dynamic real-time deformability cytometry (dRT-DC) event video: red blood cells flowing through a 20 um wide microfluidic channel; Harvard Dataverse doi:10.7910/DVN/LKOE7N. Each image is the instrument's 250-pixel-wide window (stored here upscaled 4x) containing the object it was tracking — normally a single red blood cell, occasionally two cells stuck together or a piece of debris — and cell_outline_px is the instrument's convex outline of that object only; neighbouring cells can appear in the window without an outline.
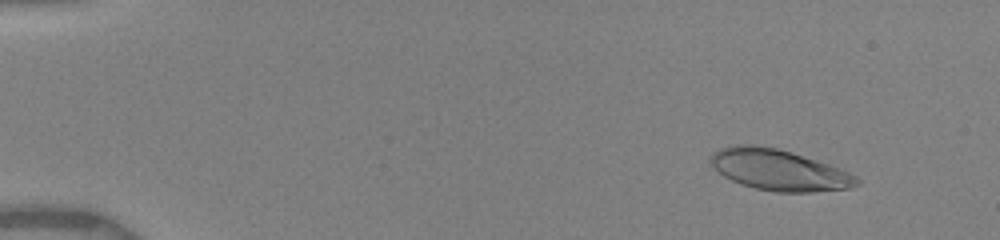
{"species": "human", "species_latin": "Homo sapiens", "temperature_condition": "warm", "stored_images_in_passage": 24, "camera_frame_rate_fps": 3000, "um_per_image_px": 0.085, "donor": {"sex": "female"}, "frame": {"image": 1, "passage_image": 2, "time_ms": 1.0, "image_size_px": [1000, 240], "cell_outline_px": [[860, 184], [848, 188], [812, 192], [776, 192], [756, 188], [740, 184], [724, 176], [708, 164], [708, 160], [712, 152], [720, 148], [732, 144], [756, 144], [776, 148], [816, 160], [828, 164], [848, 172], [856, 176], [860, 180]], "centroid_in_image_um": [66.14, 14.43], "position_along_channel_um": 18.9, "area_um2": 34.97}}
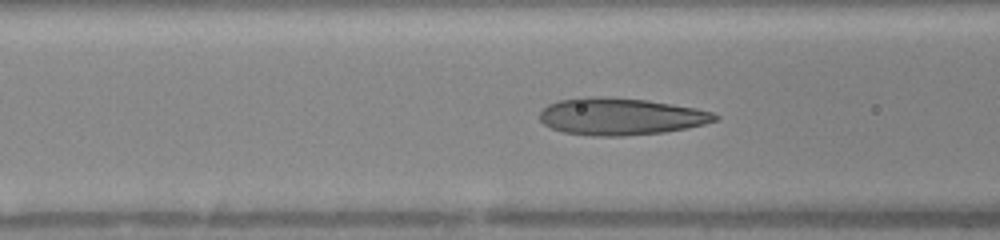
{"frame": {"image": 2, "passage_image": 11, "time_ms": 6.333, "image_size_px": [1000, 240], "cell_outline_px": [[720, 120], [704, 124], [664, 132], [624, 136], [592, 136], [564, 132], [552, 128], [544, 124], [540, 120], [540, 112], [548, 104], [560, 100], [584, 96], [648, 100], [696, 108], [712, 112], [720, 116]], "centroid_in_image_um": [52.77, 9.9], "position_along_channel_um": 113.8, "area_um2": 37.69}}
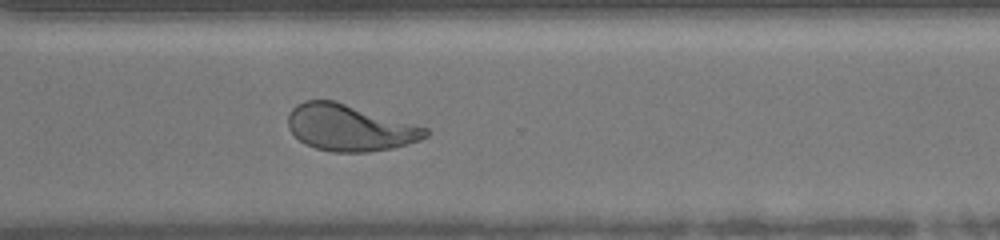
{"frame": {"image": 3, "passage_image": 24, "time_ms": 12.0, "image_size_px": [1000, 240], "cell_outline_px": [[428, 136], [420, 140], [392, 148], [368, 152], [332, 152], [316, 148], [304, 144], [288, 128], [288, 116], [292, 108], [296, 104], [304, 100], [336, 100], [428, 128]], "centroid_in_image_um": [29.71, 10.85], "position_along_channel_um": 340.9, "area_um2": 37.28}}